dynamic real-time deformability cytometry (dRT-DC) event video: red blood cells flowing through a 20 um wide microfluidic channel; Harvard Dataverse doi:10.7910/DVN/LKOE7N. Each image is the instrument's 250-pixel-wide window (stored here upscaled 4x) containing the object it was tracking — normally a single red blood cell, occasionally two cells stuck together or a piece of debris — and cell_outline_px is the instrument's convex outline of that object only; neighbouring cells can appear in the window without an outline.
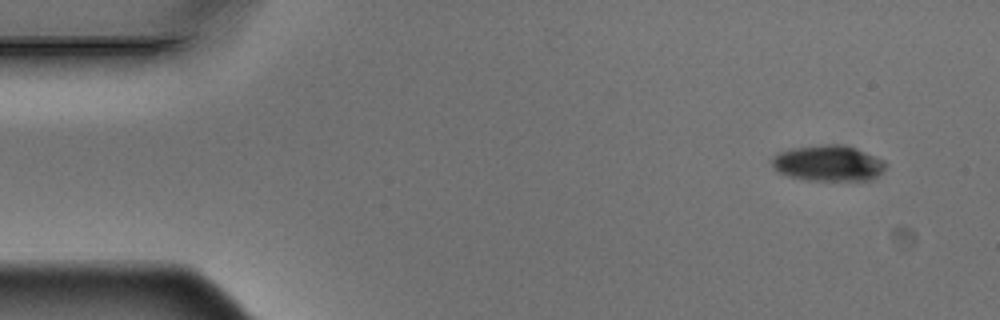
{"species": "Egyptian fruit bat (a non-hibernating species)", "species_latin": "Rousettus aegyptiacus", "temperature_condition": "warm", "stored_images_in_passage": 4, "camera_frame_rate_fps": 3000, "um_per_image_px": 0.085, "animal": {"sex": "male"}, "frame": {"image": 1, "passage_image": 1, "time_ms": 0.0, "image_size_px": [1000, 320], "cell_outline_px": [[888, 164], [872, 180], [808, 180], [788, 176], [776, 172], [772, 168], [772, 156], [780, 152], [792, 148], [820, 144], [844, 144], [856, 148], [884, 160]], "centroid_in_image_um": [70.37, 13.86], "position_along_channel_um": 14.6, "area_um2": 23.93}}
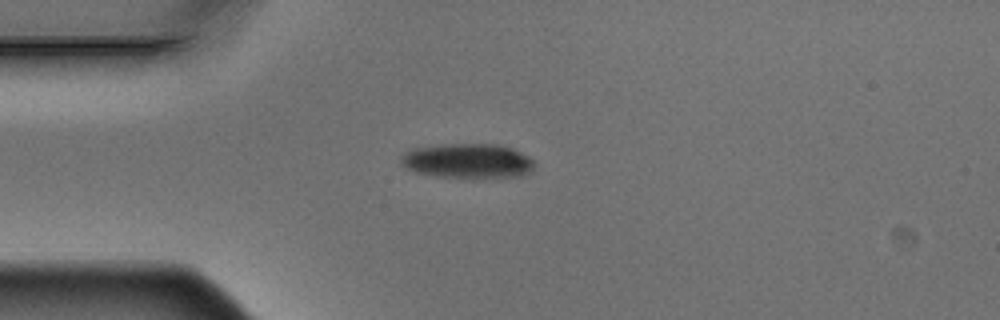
{"frame": {"image": 2, "passage_image": 3, "time_ms": 0.667, "image_size_px": [1000, 320], "cell_outline_px": [[532, 168], [528, 172], [520, 176], [440, 176], [416, 172], [400, 164], [400, 156], [404, 152], [412, 148], [440, 144], [500, 144], [512, 148], [528, 156], [532, 160]], "centroid_in_image_um": [39.69, 13.63], "position_along_channel_um": 45.3, "area_um2": 26.41}}
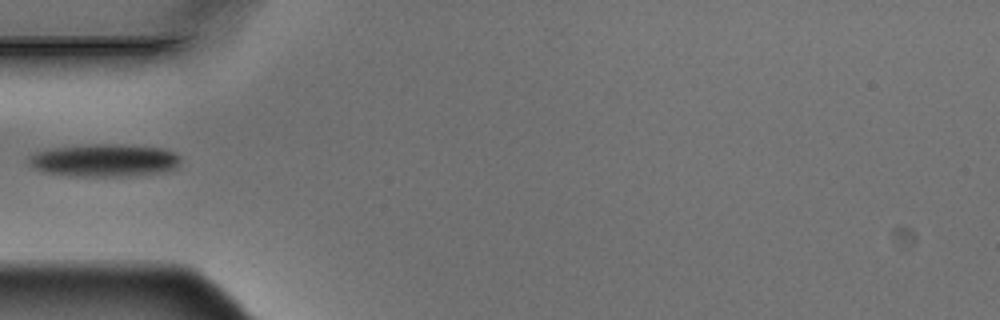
{"frame": {"image": 3, "passage_image": 4, "time_ms": 1.0, "image_size_px": [1000, 320], "cell_outline_px": [[180, 164], [176, 168], [168, 172], [136, 176], [68, 176], [44, 172], [36, 168], [28, 160], [28, 156], [36, 152], [52, 148], [92, 144], [120, 144], [164, 148], [176, 152], [180, 156]], "centroid_in_image_um": [8.96, 13.64], "position_along_channel_um": 76.0, "area_um2": 29.36}}